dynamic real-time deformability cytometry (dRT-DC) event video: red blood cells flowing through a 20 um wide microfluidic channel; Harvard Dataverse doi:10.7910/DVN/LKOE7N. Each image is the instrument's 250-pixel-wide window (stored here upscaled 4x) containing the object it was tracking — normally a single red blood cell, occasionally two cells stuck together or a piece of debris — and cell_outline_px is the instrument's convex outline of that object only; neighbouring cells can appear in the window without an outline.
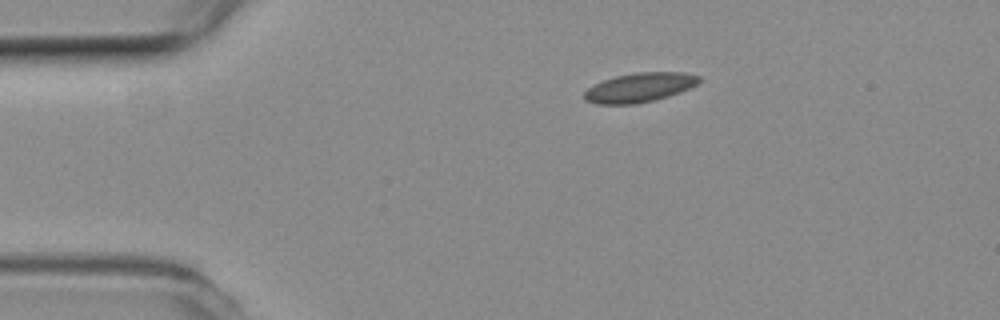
{"species": "common noctule bat (a hibernating species)", "species_latin": "Nyctalus noctula", "temperature_condition": "room temperature", "stored_images_in_passage": 2, "camera_frame_rate_fps": 3000, "um_per_image_px": 0.085, "animal": {"sex": "female", "body_mass_g": 19.3, "forearm_length_mm": 54.1}, "frame": {"image": 1, "passage_image": 1, "time_ms": 0.0, "image_size_px": [1000, 320], "cell_outline_px": [[700, 80], [696, 84], [688, 88], [668, 96], [636, 104], [596, 104], [584, 100], [584, 92], [588, 88], [604, 80], [616, 76], [636, 72], [684, 72], [700, 76]], "centroid_in_image_um": [54.34, 7.43], "position_along_channel_um": 30.7, "area_um2": 19.36}}